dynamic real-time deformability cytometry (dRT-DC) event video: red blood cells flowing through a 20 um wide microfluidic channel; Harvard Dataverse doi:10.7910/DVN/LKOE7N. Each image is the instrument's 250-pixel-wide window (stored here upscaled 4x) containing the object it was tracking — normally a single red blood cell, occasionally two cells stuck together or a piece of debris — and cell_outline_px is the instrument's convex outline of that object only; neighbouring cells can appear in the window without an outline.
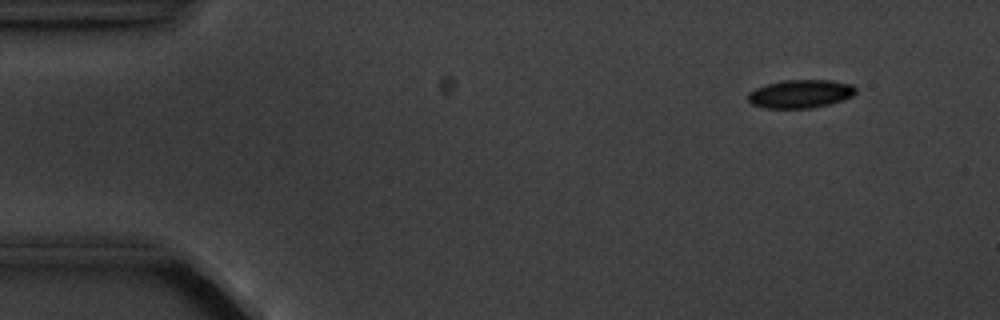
{"species": "common noctule bat (a hibernating species)", "species_latin": "Nyctalus noctula", "temperature_condition": "cold", "stored_images_in_passage": 5, "segment_of_instrument_passage": [1, 2], "camera_frame_rate_fps": 3000, "um_per_image_px": 0.085, "animal": {"sex": "male", "body_mass_g": 20.1, "forearm_length_mm": 53.5}, "frame": {"image": 1, "passage_image": 2, "time_ms": 1.0, "image_size_px": [1000, 320], "cell_outline_px": [[856, 92], [852, 96], [828, 104], [812, 108], [764, 108], [752, 104], [748, 100], [748, 92], [756, 88], [768, 84], [784, 80], [832, 80], [852, 84], [856, 88]], "centroid_in_image_um": [68.03, 7.97], "position_along_channel_um": 17.0, "area_um2": 17.69}}